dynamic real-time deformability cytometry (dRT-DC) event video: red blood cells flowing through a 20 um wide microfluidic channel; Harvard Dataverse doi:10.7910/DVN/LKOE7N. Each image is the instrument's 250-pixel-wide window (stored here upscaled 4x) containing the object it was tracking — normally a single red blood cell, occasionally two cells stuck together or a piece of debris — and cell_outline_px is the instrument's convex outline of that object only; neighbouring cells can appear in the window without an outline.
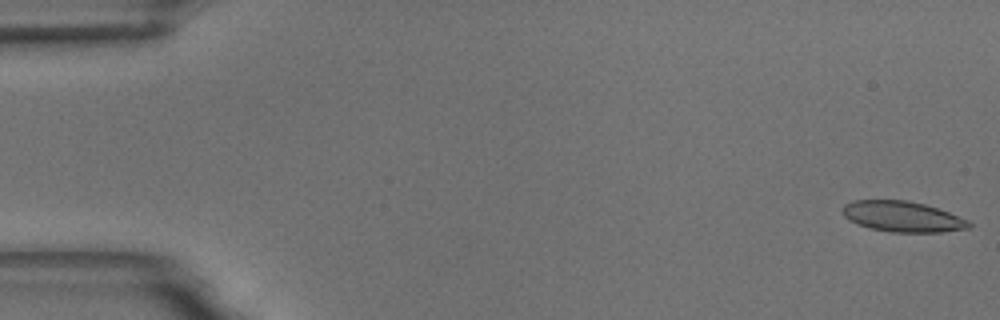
{"species": "common noctule bat (a hibernating species)", "species_latin": "Nyctalus noctula", "temperature_condition": "room temperature", "stored_images_in_passage": 55, "camera_frame_rate_fps": 3000, "um_per_image_px": 0.085, "animal": {"sex": "male", "body_mass_g": 18.8}, "frame": {"image": 1, "passage_image": 1, "time_ms": 0.0, "image_size_px": [1000, 320], "cell_outline_px": [[972, 224], [968, 228], [940, 232], [892, 232], [872, 228], [856, 224], [848, 220], [844, 216], [840, 208], [844, 204], [852, 200], [908, 200], [924, 204], [948, 212], [968, 220]], "centroid_in_image_um": [76.65, 18.4], "position_along_channel_um": 8.3, "area_um2": 22.54}}
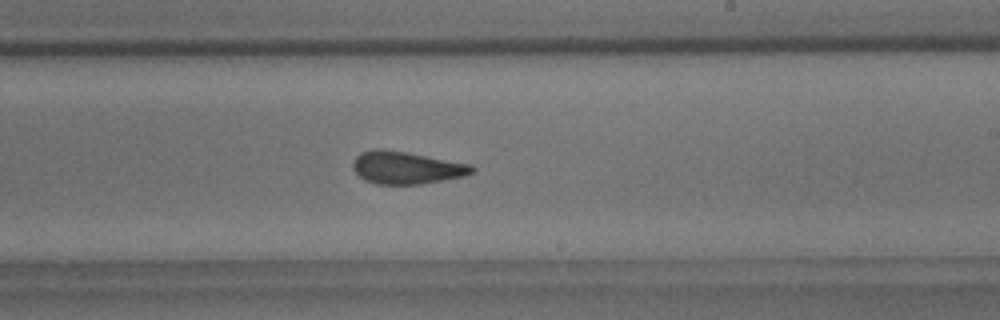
{"frame": {"image": 2, "passage_image": 33, "time_ms": 10.667, "image_size_px": [1000, 320], "cell_outline_px": [[476, 172], [464, 176], [420, 184], [376, 184], [364, 180], [352, 168], [352, 164], [356, 156], [360, 152], [380, 148], [408, 152], [472, 164], [476, 168]], "centroid_in_image_um": [34.57, 14.24], "position_along_channel_um": 254.4, "area_um2": 22.72}}
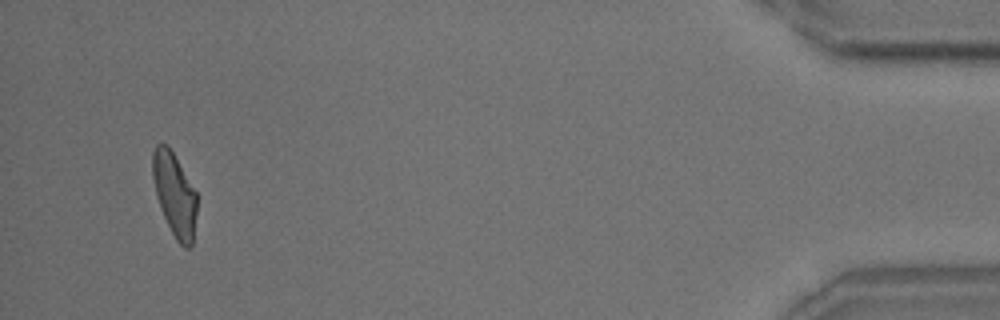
{"frame": {"image": 3, "passage_image": 53, "time_ms": 17.333, "image_size_px": [1000, 320], "cell_outline_px": [[196, 212], [192, 244], [188, 248], [184, 248], [176, 240], [164, 216], [156, 196], [152, 176], [152, 152], [156, 144], [168, 144], [196, 192]], "centroid_in_image_um": [14.82, 16.5], "position_along_channel_um": 420.4, "area_um2": 21.27}, "authors_computed_cell_mechanics": {"area_um2": 22.831, "velocity_mm_per_s": 3.6267, "shape_relaxation_time_tau1_ms": null, "shape_relaxation_time_tau2_ms": 1.8866, "deformation_change_tau1": null, "deformation_change_tau2": 0.0857}}